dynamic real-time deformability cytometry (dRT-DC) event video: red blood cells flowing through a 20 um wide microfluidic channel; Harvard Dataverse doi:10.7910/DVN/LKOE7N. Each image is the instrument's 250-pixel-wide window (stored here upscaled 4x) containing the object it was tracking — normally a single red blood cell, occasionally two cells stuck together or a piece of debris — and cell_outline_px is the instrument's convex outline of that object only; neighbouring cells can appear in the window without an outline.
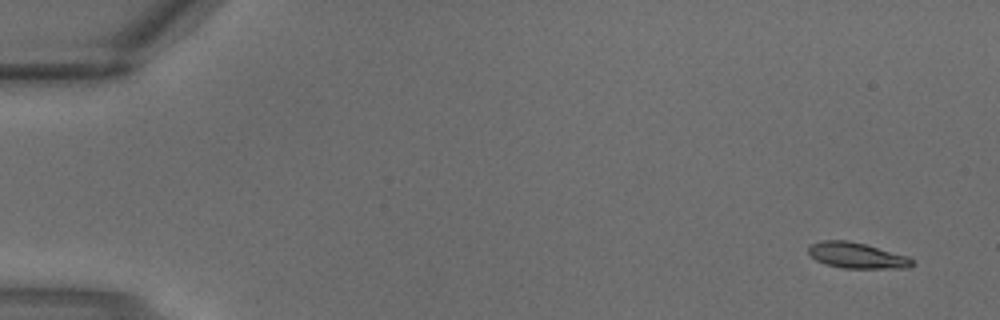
{"species": "common noctule bat (a hibernating species)", "species_latin": "Nyctalus noctula", "temperature_condition": "warm", "stored_images_in_passage": 3, "camera_frame_rate_fps": 3000, "um_per_image_px": 0.085, "animal": {"sex": "male", "body_mass_g": 18.8}, "frame": {"image": 1, "passage_image": 1, "time_ms": 0.0, "image_size_px": [1000, 320], "cell_outline_px": [[916, 264], [908, 268], [840, 268], [824, 264], [816, 260], [808, 252], [808, 248], [812, 244], [820, 240], [848, 240], [864, 244], [908, 256], [916, 260]], "centroid_in_image_um": [72.86, 21.72], "position_along_channel_um": 12.1, "area_um2": 15.72}}
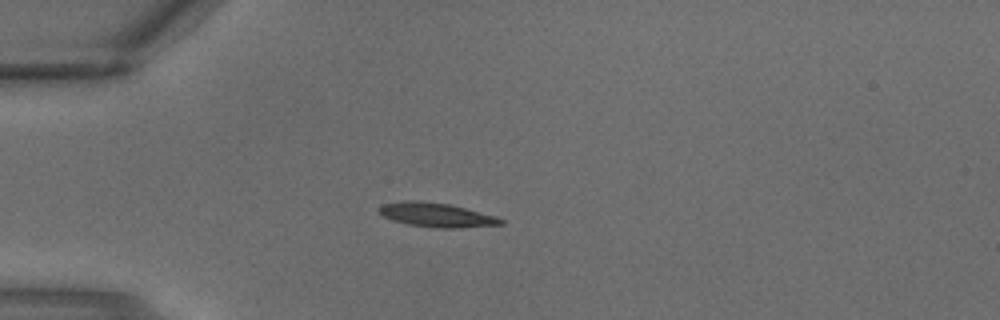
{"frame": {"image": 2, "passage_image": 3, "time_ms": 0.667, "image_size_px": [1000, 320], "cell_outline_px": [[504, 224], [452, 228], [436, 228], [408, 224], [392, 220], [376, 212], [376, 208], [384, 204], [404, 200], [416, 200], [448, 204], [496, 216], [504, 220]], "centroid_in_image_um": [37.04, 18.26], "position_along_channel_um": 48.0, "area_um2": 17.05}}